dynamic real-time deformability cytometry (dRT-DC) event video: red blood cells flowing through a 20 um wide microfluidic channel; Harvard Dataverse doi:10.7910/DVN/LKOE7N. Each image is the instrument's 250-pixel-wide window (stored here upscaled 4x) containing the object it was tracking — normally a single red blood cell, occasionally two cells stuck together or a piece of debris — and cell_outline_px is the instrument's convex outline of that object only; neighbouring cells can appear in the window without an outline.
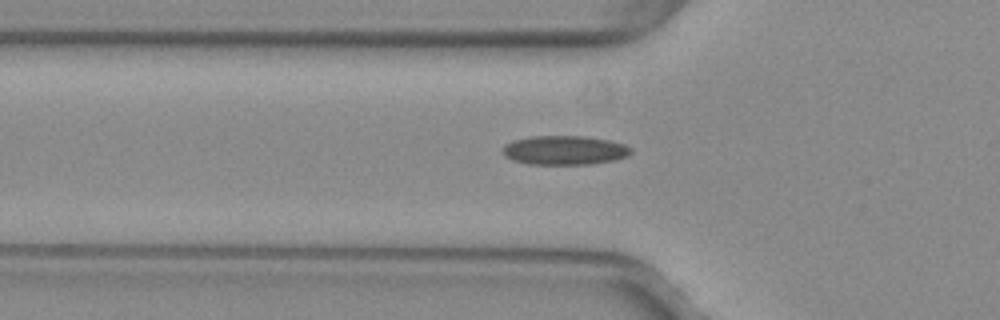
{"species": "common noctule bat (a hibernating species)", "species_latin": "Nyctalus noctula", "temperature_condition": "warm", "stored_images_in_passage": 39, "camera_frame_rate_fps": 3000, "um_per_image_px": 0.085, "animal": {"sex": "female", "body_mass_g": 29.2, "forearm_length_mm": 56.3}, "frame": {"image": 1, "passage_image": 10, "time_ms": 3.0, "image_size_px": [1000, 320], "cell_outline_px": [[632, 152], [628, 156], [616, 160], [592, 164], [528, 164], [512, 160], [504, 156], [504, 144], [512, 140], [532, 136], [584, 136], [608, 140], [624, 144], [632, 148]], "centroid_in_image_um": [48.0, 12.77], "position_along_channel_um": 77.8, "area_um2": 21.91}}
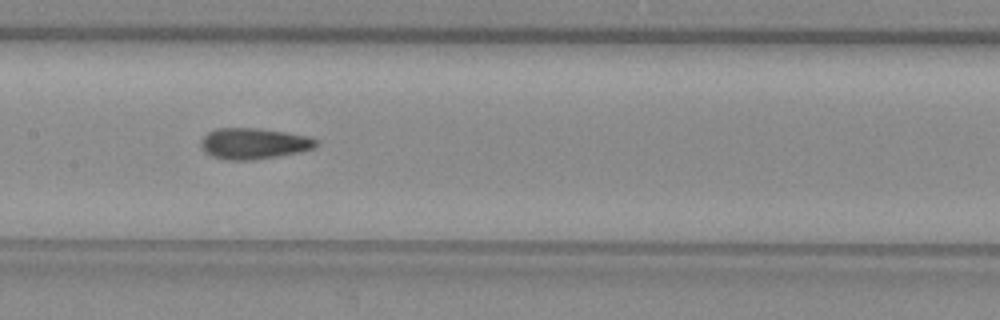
{"frame": {"image": 2, "passage_image": 18, "time_ms": 5.667, "image_size_px": [1000, 320], "cell_outline_px": [[316, 144], [312, 148], [300, 152], [252, 160], [224, 160], [212, 156], [204, 152], [200, 144], [200, 140], [208, 132], [216, 128], [256, 128], [284, 132], [308, 136], [316, 140]], "centroid_in_image_um": [21.5, 12.2], "position_along_channel_um": 185.9, "area_um2": 20.69}}
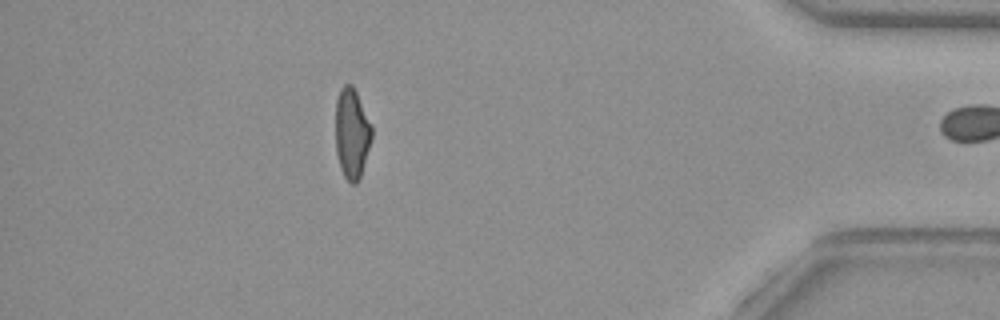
{"frame": {"image": 3, "passage_image": 38, "time_ms": 12.333, "image_size_px": [1000, 320], "cell_outline_px": [[372, 136], [360, 176], [356, 184], [352, 184], [344, 176], [340, 168], [336, 152], [336, 100], [340, 88], [344, 84], [352, 84], [356, 92], [372, 128]], "centroid_in_image_um": [29.88, 11.33], "position_along_channel_um": 405.3, "area_um2": 18.73}, "authors_computed_cell_mechanics": {"area_um2": 20.2878, "velocity_mm_per_s": 4.029, "shape_relaxation_time_tau1_ms": null, "shape_relaxation_time_tau2_ms": 1.7033, "deformation_change_tau1": null, "deformation_change_tau2": 0.0813}}